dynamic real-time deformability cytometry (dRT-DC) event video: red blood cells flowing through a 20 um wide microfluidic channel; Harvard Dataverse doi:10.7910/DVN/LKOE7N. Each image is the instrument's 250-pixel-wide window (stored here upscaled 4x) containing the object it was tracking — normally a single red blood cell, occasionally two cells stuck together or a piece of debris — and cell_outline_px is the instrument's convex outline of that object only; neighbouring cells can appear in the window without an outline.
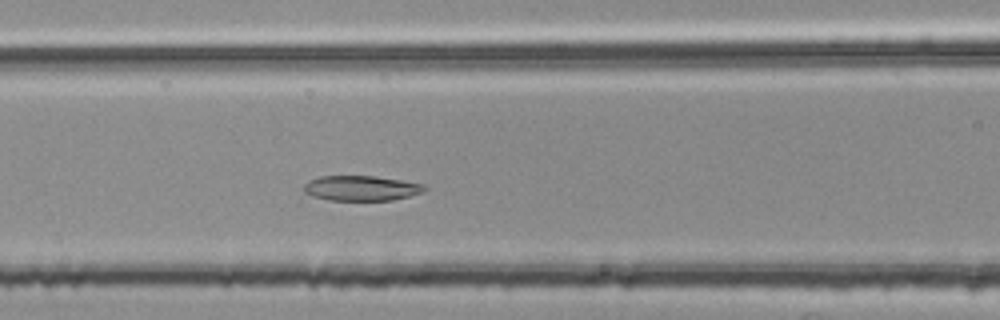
{"species": "common noctule bat (a hibernating species)", "species_latin": "Nyctalus noctula", "temperature_condition": "room temperature", "stored_images_in_passage": 46, "camera_frame_rate_fps": 3000, "um_per_image_px": 0.085, "animal": {"sex": "female", "body_mass_g": 25.1}, "frame": {"image": 1, "passage_image": 18, "time_ms": 5.667, "image_size_px": [1000, 320], "cell_outline_px": [[428, 188], [420, 192], [408, 196], [392, 200], [328, 200], [312, 196], [304, 192], [304, 184], [308, 180], [320, 176], [376, 176], [424, 184]], "centroid_in_image_um": [30.67, 15.99], "position_along_channel_um": 135.9, "area_um2": 17.57}}
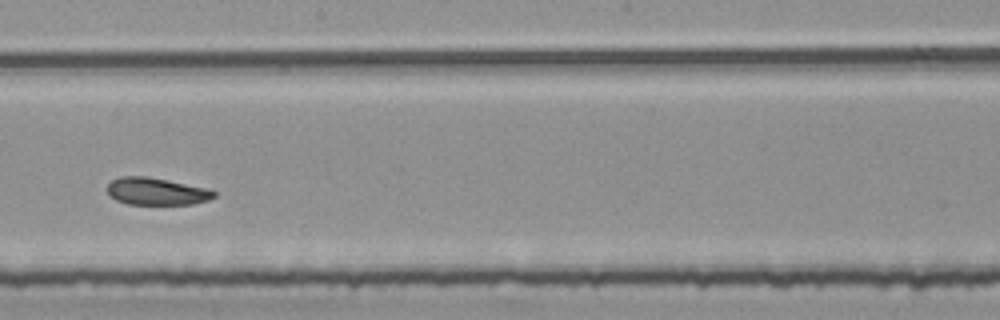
{"frame": {"image": 2, "passage_image": 26, "time_ms": 8.333, "image_size_px": [1000, 320], "cell_outline_px": [[216, 196], [208, 200], [192, 204], [128, 204], [116, 200], [104, 188], [112, 180], [120, 176], [144, 176], [168, 180], [208, 188], [216, 192]], "centroid_in_image_um": [13.29, 16.26], "position_along_channel_um": 234.9, "area_um2": 16.99}}
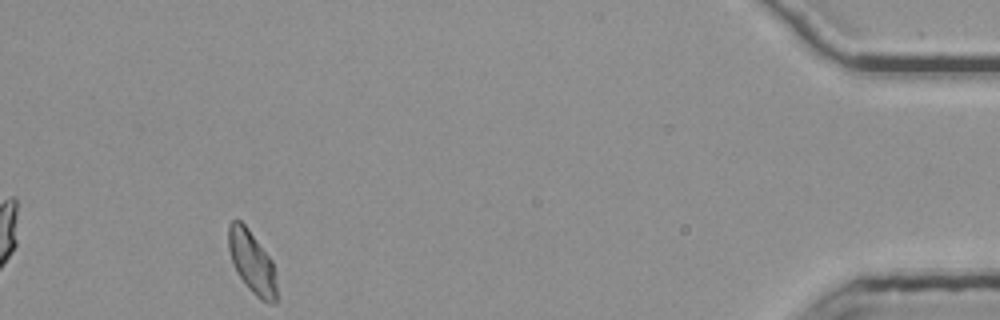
{"frame": {"image": 3, "passage_image": 46, "time_ms": 15.0, "image_size_px": [1000, 320], "cell_outline_px": [[276, 304], [268, 304], [260, 300], [248, 288], [236, 272], [228, 248], [228, 224], [232, 220], [240, 220], [244, 224], [272, 260], [276, 272]], "centroid_in_image_um": [21.42, 22.32], "position_along_channel_um": 413.8, "area_um2": 17.63}, "authors_computed_cell_mechanics": {"area_um2": 17.7735, "velocity_mm_per_s": 3.722, "shape_relaxation_time_tau1_ms": null, "shape_relaxation_time_tau2_ms": 6.2463, "deformation_change_tau1": null, "deformation_change_tau2": 0.1228}}